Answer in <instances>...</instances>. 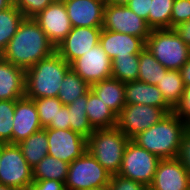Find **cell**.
Wrapping results in <instances>:
<instances>
[{"instance_id": "obj_25", "label": "cell", "mask_w": 190, "mask_h": 190, "mask_svg": "<svg viewBox=\"0 0 190 190\" xmlns=\"http://www.w3.org/2000/svg\"><path fill=\"white\" fill-rule=\"evenodd\" d=\"M157 87L161 91L166 103L175 110L182 100L185 89L180 71L168 70L157 84Z\"/></svg>"}, {"instance_id": "obj_22", "label": "cell", "mask_w": 190, "mask_h": 190, "mask_svg": "<svg viewBox=\"0 0 190 190\" xmlns=\"http://www.w3.org/2000/svg\"><path fill=\"white\" fill-rule=\"evenodd\" d=\"M86 114L94 130L112 128L117 124V115L92 90L87 93Z\"/></svg>"}, {"instance_id": "obj_39", "label": "cell", "mask_w": 190, "mask_h": 190, "mask_svg": "<svg viewBox=\"0 0 190 190\" xmlns=\"http://www.w3.org/2000/svg\"><path fill=\"white\" fill-rule=\"evenodd\" d=\"M25 190H66V188L64 182L49 179L33 181Z\"/></svg>"}, {"instance_id": "obj_34", "label": "cell", "mask_w": 190, "mask_h": 190, "mask_svg": "<svg viewBox=\"0 0 190 190\" xmlns=\"http://www.w3.org/2000/svg\"><path fill=\"white\" fill-rule=\"evenodd\" d=\"M55 0H13V5L25 18H34Z\"/></svg>"}, {"instance_id": "obj_11", "label": "cell", "mask_w": 190, "mask_h": 190, "mask_svg": "<svg viewBox=\"0 0 190 190\" xmlns=\"http://www.w3.org/2000/svg\"><path fill=\"white\" fill-rule=\"evenodd\" d=\"M43 129L47 132L49 156L70 164L87 149V139L71 129Z\"/></svg>"}, {"instance_id": "obj_2", "label": "cell", "mask_w": 190, "mask_h": 190, "mask_svg": "<svg viewBox=\"0 0 190 190\" xmlns=\"http://www.w3.org/2000/svg\"><path fill=\"white\" fill-rule=\"evenodd\" d=\"M188 125L173 111L131 140L160 159L177 158Z\"/></svg>"}, {"instance_id": "obj_23", "label": "cell", "mask_w": 190, "mask_h": 190, "mask_svg": "<svg viewBox=\"0 0 190 190\" xmlns=\"http://www.w3.org/2000/svg\"><path fill=\"white\" fill-rule=\"evenodd\" d=\"M28 164L33 168L48 155L47 132L42 129L18 143Z\"/></svg>"}, {"instance_id": "obj_43", "label": "cell", "mask_w": 190, "mask_h": 190, "mask_svg": "<svg viewBox=\"0 0 190 190\" xmlns=\"http://www.w3.org/2000/svg\"><path fill=\"white\" fill-rule=\"evenodd\" d=\"M184 86L190 85V59L179 70Z\"/></svg>"}, {"instance_id": "obj_15", "label": "cell", "mask_w": 190, "mask_h": 190, "mask_svg": "<svg viewBox=\"0 0 190 190\" xmlns=\"http://www.w3.org/2000/svg\"><path fill=\"white\" fill-rule=\"evenodd\" d=\"M150 186L156 190H190V175L178 158L161 159Z\"/></svg>"}, {"instance_id": "obj_27", "label": "cell", "mask_w": 190, "mask_h": 190, "mask_svg": "<svg viewBox=\"0 0 190 190\" xmlns=\"http://www.w3.org/2000/svg\"><path fill=\"white\" fill-rule=\"evenodd\" d=\"M138 71V81L157 85L168 70L145 47L139 54Z\"/></svg>"}, {"instance_id": "obj_1", "label": "cell", "mask_w": 190, "mask_h": 190, "mask_svg": "<svg viewBox=\"0 0 190 190\" xmlns=\"http://www.w3.org/2000/svg\"><path fill=\"white\" fill-rule=\"evenodd\" d=\"M55 51V46L34 18H24L0 56L13 65L27 70Z\"/></svg>"}, {"instance_id": "obj_47", "label": "cell", "mask_w": 190, "mask_h": 190, "mask_svg": "<svg viewBox=\"0 0 190 190\" xmlns=\"http://www.w3.org/2000/svg\"><path fill=\"white\" fill-rule=\"evenodd\" d=\"M91 190H110L109 186L106 185V186H103V187H100V188H94V189H91Z\"/></svg>"}, {"instance_id": "obj_41", "label": "cell", "mask_w": 190, "mask_h": 190, "mask_svg": "<svg viewBox=\"0 0 190 190\" xmlns=\"http://www.w3.org/2000/svg\"><path fill=\"white\" fill-rule=\"evenodd\" d=\"M47 128L70 129L69 111L67 106H63L57 113L55 121H51Z\"/></svg>"}, {"instance_id": "obj_24", "label": "cell", "mask_w": 190, "mask_h": 190, "mask_svg": "<svg viewBox=\"0 0 190 190\" xmlns=\"http://www.w3.org/2000/svg\"><path fill=\"white\" fill-rule=\"evenodd\" d=\"M69 163L52 156H45L36 166L32 168L34 181L53 179L66 182Z\"/></svg>"}, {"instance_id": "obj_4", "label": "cell", "mask_w": 190, "mask_h": 190, "mask_svg": "<svg viewBox=\"0 0 190 190\" xmlns=\"http://www.w3.org/2000/svg\"><path fill=\"white\" fill-rule=\"evenodd\" d=\"M130 139L116 126L95 129L87 138V151L111 174L119 173Z\"/></svg>"}, {"instance_id": "obj_10", "label": "cell", "mask_w": 190, "mask_h": 190, "mask_svg": "<svg viewBox=\"0 0 190 190\" xmlns=\"http://www.w3.org/2000/svg\"><path fill=\"white\" fill-rule=\"evenodd\" d=\"M167 113L159 108L141 104H126L117 115L116 127L130 140L159 122Z\"/></svg>"}, {"instance_id": "obj_31", "label": "cell", "mask_w": 190, "mask_h": 190, "mask_svg": "<svg viewBox=\"0 0 190 190\" xmlns=\"http://www.w3.org/2000/svg\"><path fill=\"white\" fill-rule=\"evenodd\" d=\"M174 0H152L148 15L151 29H170V19Z\"/></svg>"}, {"instance_id": "obj_42", "label": "cell", "mask_w": 190, "mask_h": 190, "mask_svg": "<svg viewBox=\"0 0 190 190\" xmlns=\"http://www.w3.org/2000/svg\"><path fill=\"white\" fill-rule=\"evenodd\" d=\"M177 35L183 40V42L190 47V20L178 24L173 28Z\"/></svg>"}, {"instance_id": "obj_44", "label": "cell", "mask_w": 190, "mask_h": 190, "mask_svg": "<svg viewBox=\"0 0 190 190\" xmlns=\"http://www.w3.org/2000/svg\"><path fill=\"white\" fill-rule=\"evenodd\" d=\"M13 5V0H0V12Z\"/></svg>"}, {"instance_id": "obj_37", "label": "cell", "mask_w": 190, "mask_h": 190, "mask_svg": "<svg viewBox=\"0 0 190 190\" xmlns=\"http://www.w3.org/2000/svg\"><path fill=\"white\" fill-rule=\"evenodd\" d=\"M177 158L190 175V126L184 131Z\"/></svg>"}, {"instance_id": "obj_14", "label": "cell", "mask_w": 190, "mask_h": 190, "mask_svg": "<svg viewBox=\"0 0 190 190\" xmlns=\"http://www.w3.org/2000/svg\"><path fill=\"white\" fill-rule=\"evenodd\" d=\"M34 20L39 24L55 48L72 29L66 7L62 0H55L35 16Z\"/></svg>"}, {"instance_id": "obj_17", "label": "cell", "mask_w": 190, "mask_h": 190, "mask_svg": "<svg viewBox=\"0 0 190 190\" xmlns=\"http://www.w3.org/2000/svg\"><path fill=\"white\" fill-rule=\"evenodd\" d=\"M72 27H102L105 2L102 0H62Z\"/></svg>"}, {"instance_id": "obj_18", "label": "cell", "mask_w": 190, "mask_h": 190, "mask_svg": "<svg viewBox=\"0 0 190 190\" xmlns=\"http://www.w3.org/2000/svg\"><path fill=\"white\" fill-rule=\"evenodd\" d=\"M108 57L139 56L145 42L136 36L102 29L99 41Z\"/></svg>"}, {"instance_id": "obj_19", "label": "cell", "mask_w": 190, "mask_h": 190, "mask_svg": "<svg viewBox=\"0 0 190 190\" xmlns=\"http://www.w3.org/2000/svg\"><path fill=\"white\" fill-rule=\"evenodd\" d=\"M126 104H141L159 107L167 114L174 110L166 103L157 85L138 80L125 83Z\"/></svg>"}, {"instance_id": "obj_8", "label": "cell", "mask_w": 190, "mask_h": 190, "mask_svg": "<svg viewBox=\"0 0 190 190\" xmlns=\"http://www.w3.org/2000/svg\"><path fill=\"white\" fill-rule=\"evenodd\" d=\"M160 160L159 157L130 140L126 145L118 175L149 186Z\"/></svg>"}, {"instance_id": "obj_29", "label": "cell", "mask_w": 190, "mask_h": 190, "mask_svg": "<svg viewBox=\"0 0 190 190\" xmlns=\"http://www.w3.org/2000/svg\"><path fill=\"white\" fill-rule=\"evenodd\" d=\"M24 18L14 5L0 12V55L16 34L18 26Z\"/></svg>"}, {"instance_id": "obj_45", "label": "cell", "mask_w": 190, "mask_h": 190, "mask_svg": "<svg viewBox=\"0 0 190 190\" xmlns=\"http://www.w3.org/2000/svg\"><path fill=\"white\" fill-rule=\"evenodd\" d=\"M130 0H108L106 3L114 5H126Z\"/></svg>"}, {"instance_id": "obj_21", "label": "cell", "mask_w": 190, "mask_h": 190, "mask_svg": "<svg viewBox=\"0 0 190 190\" xmlns=\"http://www.w3.org/2000/svg\"><path fill=\"white\" fill-rule=\"evenodd\" d=\"M91 90L118 115L126 105L125 83L110 77L91 85Z\"/></svg>"}, {"instance_id": "obj_20", "label": "cell", "mask_w": 190, "mask_h": 190, "mask_svg": "<svg viewBox=\"0 0 190 190\" xmlns=\"http://www.w3.org/2000/svg\"><path fill=\"white\" fill-rule=\"evenodd\" d=\"M25 96V70L0 56V100H18Z\"/></svg>"}, {"instance_id": "obj_26", "label": "cell", "mask_w": 190, "mask_h": 190, "mask_svg": "<svg viewBox=\"0 0 190 190\" xmlns=\"http://www.w3.org/2000/svg\"><path fill=\"white\" fill-rule=\"evenodd\" d=\"M90 90L91 86L70 68L63 78L57 98L67 106Z\"/></svg>"}, {"instance_id": "obj_48", "label": "cell", "mask_w": 190, "mask_h": 190, "mask_svg": "<svg viewBox=\"0 0 190 190\" xmlns=\"http://www.w3.org/2000/svg\"><path fill=\"white\" fill-rule=\"evenodd\" d=\"M145 190H156V189H154L152 186H146V188H145Z\"/></svg>"}, {"instance_id": "obj_16", "label": "cell", "mask_w": 190, "mask_h": 190, "mask_svg": "<svg viewBox=\"0 0 190 190\" xmlns=\"http://www.w3.org/2000/svg\"><path fill=\"white\" fill-rule=\"evenodd\" d=\"M13 118L12 144H18L43 129L34 100L26 96L15 100Z\"/></svg>"}, {"instance_id": "obj_46", "label": "cell", "mask_w": 190, "mask_h": 190, "mask_svg": "<svg viewBox=\"0 0 190 190\" xmlns=\"http://www.w3.org/2000/svg\"><path fill=\"white\" fill-rule=\"evenodd\" d=\"M0 190H20V189L0 184Z\"/></svg>"}, {"instance_id": "obj_13", "label": "cell", "mask_w": 190, "mask_h": 190, "mask_svg": "<svg viewBox=\"0 0 190 190\" xmlns=\"http://www.w3.org/2000/svg\"><path fill=\"white\" fill-rule=\"evenodd\" d=\"M102 27H72L56 52L70 65L89 49L99 44Z\"/></svg>"}, {"instance_id": "obj_5", "label": "cell", "mask_w": 190, "mask_h": 190, "mask_svg": "<svg viewBox=\"0 0 190 190\" xmlns=\"http://www.w3.org/2000/svg\"><path fill=\"white\" fill-rule=\"evenodd\" d=\"M145 47L167 70L179 71L190 59V47L173 29H152Z\"/></svg>"}, {"instance_id": "obj_38", "label": "cell", "mask_w": 190, "mask_h": 190, "mask_svg": "<svg viewBox=\"0 0 190 190\" xmlns=\"http://www.w3.org/2000/svg\"><path fill=\"white\" fill-rule=\"evenodd\" d=\"M174 112L190 126V85L185 86L182 100Z\"/></svg>"}, {"instance_id": "obj_36", "label": "cell", "mask_w": 190, "mask_h": 190, "mask_svg": "<svg viewBox=\"0 0 190 190\" xmlns=\"http://www.w3.org/2000/svg\"><path fill=\"white\" fill-rule=\"evenodd\" d=\"M108 186L110 190H145L146 188V185L118 174L111 175Z\"/></svg>"}, {"instance_id": "obj_12", "label": "cell", "mask_w": 190, "mask_h": 190, "mask_svg": "<svg viewBox=\"0 0 190 190\" xmlns=\"http://www.w3.org/2000/svg\"><path fill=\"white\" fill-rule=\"evenodd\" d=\"M71 69L91 86L111 77L112 60L99 43L77 58Z\"/></svg>"}, {"instance_id": "obj_49", "label": "cell", "mask_w": 190, "mask_h": 190, "mask_svg": "<svg viewBox=\"0 0 190 190\" xmlns=\"http://www.w3.org/2000/svg\"><path fill=\"white\" fill-rule=\"evenodd\" d=\"M1 154H2V142H0V158H1Z\"/></svg>"}, {"instance_id": "obj_33", "label": "cell", "mask_w": 190, "mask_h": 190, "mask_svg": "<svg viewBox=\"0 0 190 190\" xmlns=\"http://www.w3.org/2000/svg\"><path fill=\"white\" fill-rule=\"evenodd\" d=\"M37 107L42 128H47L51 121H55L58 111L64 106L57 97L33 99Z\"/></svg>"}, {"instance_id": "obj_7", "label": "cell", "mask_w": 190, "mask_h": 190, "mask_svg": "<svg viewBox=\"0 0 190 190\" xmlns=\"http://www.w3.org/2000/svg\"><path fill=\"white\" fill-rule=\"evenodd\" d=\"M34 181L32 167L18 144L3 143L0 158V184L25 190Z\"/></svg>"}, {"instance_id": "obj_40", "label": "cell", "mask_w": 190, "mask_h": 190, "mask_svg": "<svg viewBox=\"0 0 190 190\" xmlns=\"http://www.w3.org/2000/svg\"><path fill=\"white\" fill-rule=\"evenodd\" d=\"M152 0H130L126 5L139 17L146 20L148 24V15Z\"/></svg>"}, {"instance_id": "obj_6", "label": "cell", "mask_w": 190, "mask_h": 190, "mask_svg": "<svg viewBox=\"0 0 190 190\" xmlns=\"http://www.w3.org/2000/svg\"><path fill=\"white\" fill-rule=\"evenodd\" d=\"M111 174L86 150L69 164L66 190H91L109 184Z\"/></svg>"}, {"instance_id": "obj_9", "label": "cell", "mask_w": 190, "mask_h": 190, "mask_svg": "<svg viewBox=\"0 0 190 190\" xmlns=\"http://www.w3.org/2000/svg\"><path fill=\"white\" fill-rule=\"evenodd\" d=\"M102 29L133 35L144 42L152 30L146 20L139 17L127 5L109 3H106L104 7Z\"/></svg>"}, {"instance_id": "obj_35", "label": "cell", "mask_w": 190, "mask_h": 190, "mask_svg": "<svg viewBox=\"0 0 190 190\" xmlns=\"http://www.w3.org/2000/svg\"><path fill=\"white\" fill-rule=\"evenodd\" d=\"M190 20V0H174L170 19V29Z\"/></svg>"}, {"instance_id": "obj_3", "label": "cell", "mask_w": 190, "mask_h": 190, "mask_svg": "<svg viewBox=\"0 0 190 190\" xmlns=\"http://www.w3.org/2000/svg\"><path fill=\"white\" fill-rule=\"evenodd\" d=\"M71 68L56 51L25 70V96L29 99L57 97L66 72Z\"/></svg>"}, {"instance_id": "obj_32", "label": "cell", "mask_w": 190, "mask_h": 190, "mask_svg": "<svg viewBox=\"0 0 190 190\" xmlns=\"http://www.w3.org/2000/svg\"><path fill=\"white\" fill-rule=\"evenodd\" d=\"M15 100H0V142L12 144Z\"/></svg>"}, {"instance_id": "obj_28", "label": "cell", "mask_w": 190, "mask_h": 190, "mask_svg": "<svg viewBox=\"0 0 190 190\" xmlns=\"http://www.w3.org/2000/svg\"><path fill=\"white\" fill-rule=\"evenodd\" d=\"M87 93L73 101V103L67 105L69 111L70 129L75 131L86 139L94 132L91 127L87 114Z\"/></svg>"}, {"instance_id": "obj_30", "label": "cell", "mask_w": 190, "mask_h": 190, "mask_svg": "<svg viewBox=\"0 0 190 190\" xmlns=\"http://www.w3.org/2000/svg\"><path fill=\"white\" fill-rule=\"evenodd\" d=\"M139 56L115 57L112 60L111 77L123 82L137 80L139 75Z\"/></svg>"}]
</instances>
